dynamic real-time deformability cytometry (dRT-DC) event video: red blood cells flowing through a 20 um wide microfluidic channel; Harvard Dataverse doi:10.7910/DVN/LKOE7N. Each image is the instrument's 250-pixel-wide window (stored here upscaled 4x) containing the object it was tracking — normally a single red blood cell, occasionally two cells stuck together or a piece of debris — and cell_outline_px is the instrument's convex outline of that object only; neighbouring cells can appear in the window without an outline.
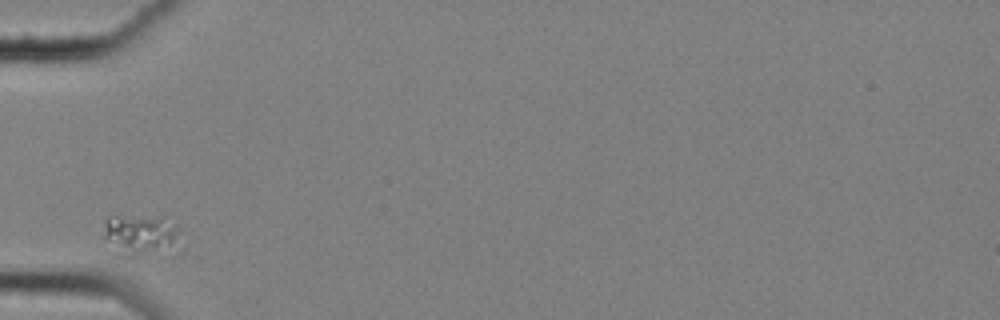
{"species": "common noctule bat (a hibernating species)", "species_latin": "Nyctalus noctula", "temperature_condition": "cold", "stored_images_in_passage": 34, "camera_frame_rate_fps": 3000, "um_per_image_px": 0.085, "animal": {"sex": "female", "body_mass_g": 25.1}, "frame": {"image": 1, "passage_image": 1, "time_ms": 0.0, "image_size_px": [1000, 320], "cell_outline_px": [[176, 232], [172, 240], [168, 244], [132, 256], [104, 236], [104, 224], [108, 216], [160, 216]], "centroid_in_image_um": [11.75, 19.8], "position_along_channel_um": 73.3, "area_um2": 15.2}}
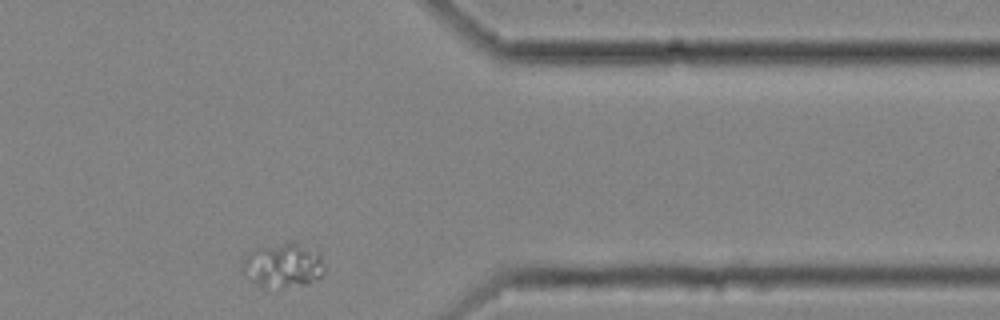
{"frame": {"image": 2, "passage_image": 32, "time_ms": 10.333, "image_size_px": [1000, 320], "cell_outline_px": [[324, 272], [320, 276], [308, 284], [280, 288], [264, 288], [240, 272], [240, 268], [244, 256], [248, 252], [256, 248], [292, 240], [320, 248], [324, 268]], "centroid_in_image_um": [24.08, 22.51], "position_along_channel_um": 387.3, "area_um2": 22.25}}